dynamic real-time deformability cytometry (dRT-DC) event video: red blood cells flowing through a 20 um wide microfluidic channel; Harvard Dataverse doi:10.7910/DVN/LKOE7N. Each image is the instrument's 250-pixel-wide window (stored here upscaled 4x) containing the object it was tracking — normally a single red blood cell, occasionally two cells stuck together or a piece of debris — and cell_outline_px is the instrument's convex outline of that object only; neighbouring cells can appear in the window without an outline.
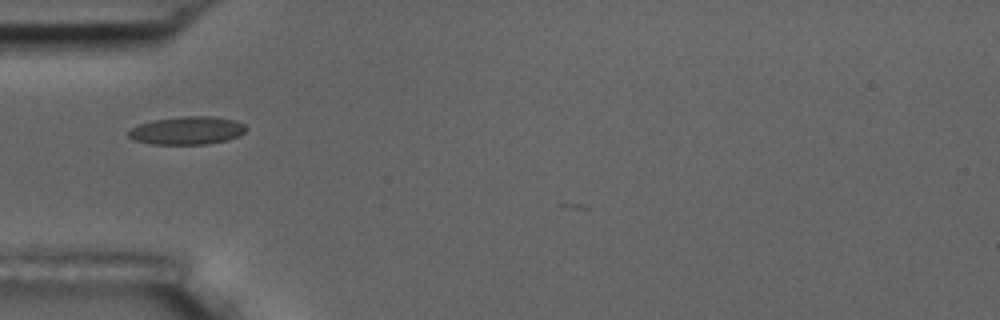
{"species": "common noctule bat (a hibernating species)", "species_latin": "Nyctalus noctula", "temperature_condition": "room temperature", "stored_images_in_passage": 18, "camera_frame_rate_fps": 3000, "um_per_image_px": 0.085, "animal": {"sex": "male", "body_mass_g": 17.5, "forearm_length_mm": 52.3}, "frame": {"image": 1, "passage_image": 2, "time_ms": 0.333, "image_size_px": [1000, 320], "cell_outline_px": [[248, 128], [244, 132], [228, 140], [208, 144], [152, 144], [136, 140], [128, 136], [128, 132], [132, 128], [140, 124], [152, 120], [180, 116], [212, 116], [236, 120], [244, 124]], "centroid_in_image_um": [15.93, 11.08], "position_along_channel_um": 69.1, "area_um2": 19.19}}
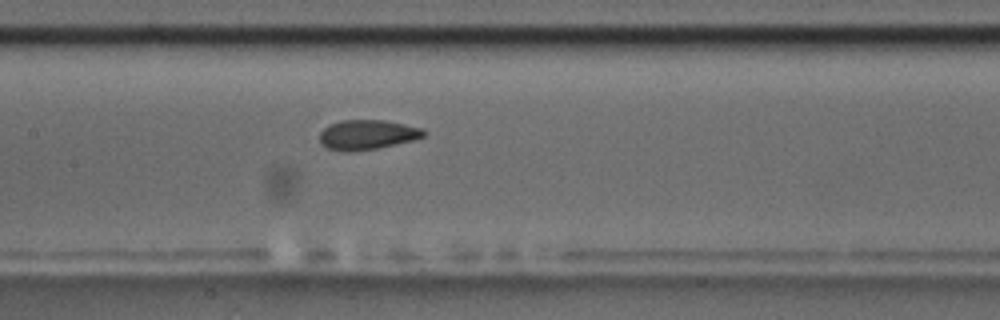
{"frame": {"image": 2, "passage_image": 11, "time_ms": 3.333, "image_size_px": [1000, 320], "cell_outline_px": [[428, 132], [424, 136], [416, 140], [380, 148], [348, 152], [328, 148], [320, 144], [320, 132], [328, 124], [340, 120], [384, 120], [424, 128]], "centroid_in_image_um": [31.25, 11.45], "position_along_channel_um": 176.1, "area_um2": 18.38}}